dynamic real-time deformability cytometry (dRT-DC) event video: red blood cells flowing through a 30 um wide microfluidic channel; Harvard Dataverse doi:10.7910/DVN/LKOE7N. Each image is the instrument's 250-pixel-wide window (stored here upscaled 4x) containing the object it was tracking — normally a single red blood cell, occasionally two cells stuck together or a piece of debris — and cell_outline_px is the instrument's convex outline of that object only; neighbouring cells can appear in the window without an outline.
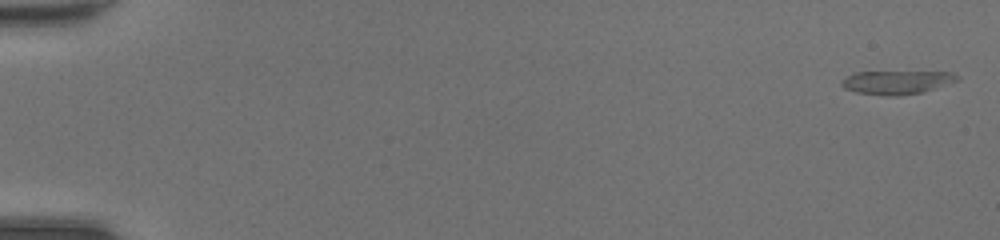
{"species": "common noctule bat (a hibernating species)", "species_latin": "Nyctalus noctula", "temperature_condition": "room temperature", "stored_images_in_passage": 2, "camera_frame_rate_fps": 3000, "um_per_image_px": 0.085, "animal": {"sex": "female", "body_mass_g": 20.0, "forearm_length_mm": 54.0}, "frame": {"image": 1, "passage_image": 2, "time_ms": 0.333, "image_size_px": [1000, 240], "cell_outline_px": [[960, 80], [924, 92], [900, 96], [888, 96], [856, 92], [844, 88], [840, 84], [840, 80], [856, 72], [952, 72], [960, 76]], "centroid_in_image_um": [76.25, 7.0], "position_along_channel_um": 8.7, "area_um2": 16.01}}